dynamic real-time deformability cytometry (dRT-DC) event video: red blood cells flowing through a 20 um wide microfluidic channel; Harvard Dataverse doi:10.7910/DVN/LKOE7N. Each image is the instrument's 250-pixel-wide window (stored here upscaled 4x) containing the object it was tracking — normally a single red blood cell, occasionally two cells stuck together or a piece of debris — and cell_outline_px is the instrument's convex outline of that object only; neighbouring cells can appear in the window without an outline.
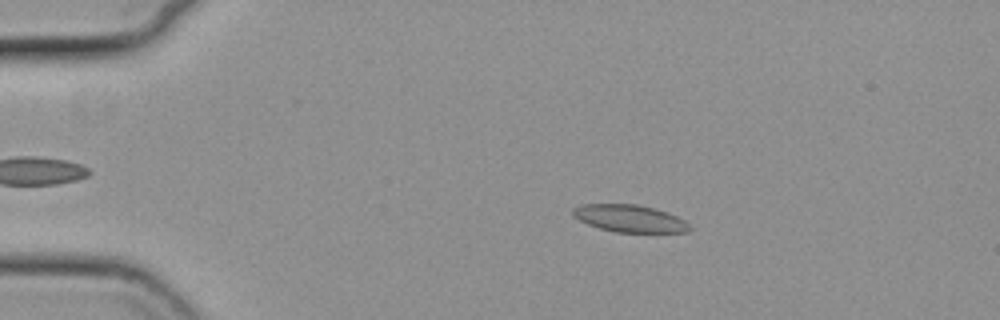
{"species": "common noctule bat (a hibernating species)", "species_latin": "Nyctalus noctula", "temperature_condition": "cold", "stored_images_in_passage": 57, "camera_frame_rate_fps": 3000, "um_per_image_px": 0.085, "animal": {"sex": "female", "body_mass_g": 19.3, "forearm_length_mm": 54.1}, "frame": {"image": 1, "passage_image": 12, "time_ms": 3.667, "image_size_px": [1000, 320], "cell_outline_px": [[692, 228], [688, 232], [616, 232], [600, 228], [588, 224], [572, 216], [572, 208], [580, 204], [640, 204], [656, 208], [668, 212], [684, 220]], "centroid_in_image_um": [53.52, 18.55], "position_along_channel_um": 31.5, "area_um2": 18.67}}
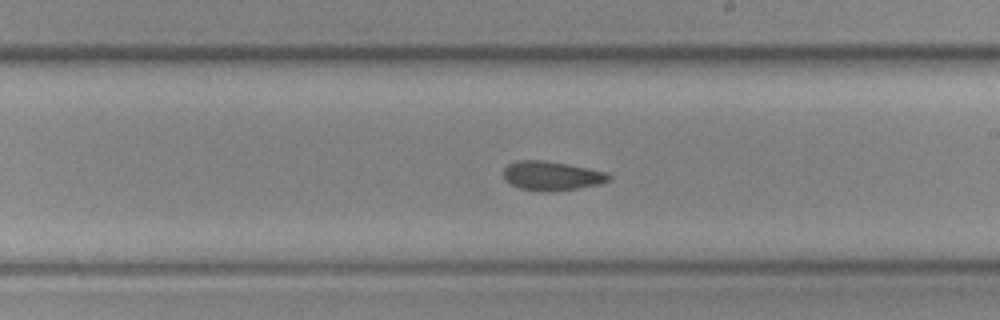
{"frame": {"image": 2, "passage_image": 34, "time_ms": 11.0, "image_size_px": [1000, 320], "cell_outline_px": [[612, 180], [600, 184], [552, 192], [540, 192], [520, 188], [504, 180], [504, 168], [508, 164], [520, 160], [540, 160], [568, 164], [608, 172], [612, 176]], "centroid_in_image_um": [46.93, 14.95], "position_along_channel_um": 242.1, "area_um2": 18.03}}
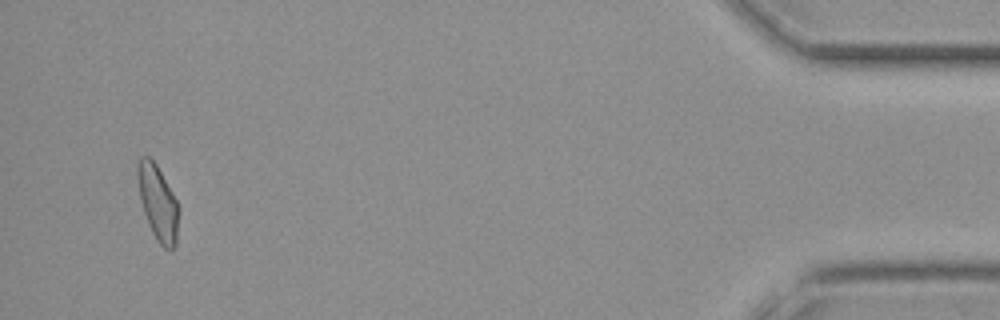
{"frame": {"image": 3, "passage_image": 55, "time_ms": 18.0, "image_size_px": [1000, 320], "cell_outline_px": [[180, 208], [176, 244], [172, 252], [168, 252], [156, 240], [148, 224], [140, 200], [136, 180], [136, 168], [140, 156], [148, 156], [156, 164], [172, 192]], "centroid_in_image_um": [13.42, 17.27], "position_along_channel_um": 421.8, "area_um2": 18.38}, "authors_computed_cell_mechanics": {"area_um2": 18.207, "velocity_mm_per_s": 3.711, "shape_relaxation_time_tau1_ms": 5.7388, "shape_relaxation_time_tau2_ms": 2.7779, "deformation_change_tau1": 0.1287, "deformation_change_tau2": 0.0948}}